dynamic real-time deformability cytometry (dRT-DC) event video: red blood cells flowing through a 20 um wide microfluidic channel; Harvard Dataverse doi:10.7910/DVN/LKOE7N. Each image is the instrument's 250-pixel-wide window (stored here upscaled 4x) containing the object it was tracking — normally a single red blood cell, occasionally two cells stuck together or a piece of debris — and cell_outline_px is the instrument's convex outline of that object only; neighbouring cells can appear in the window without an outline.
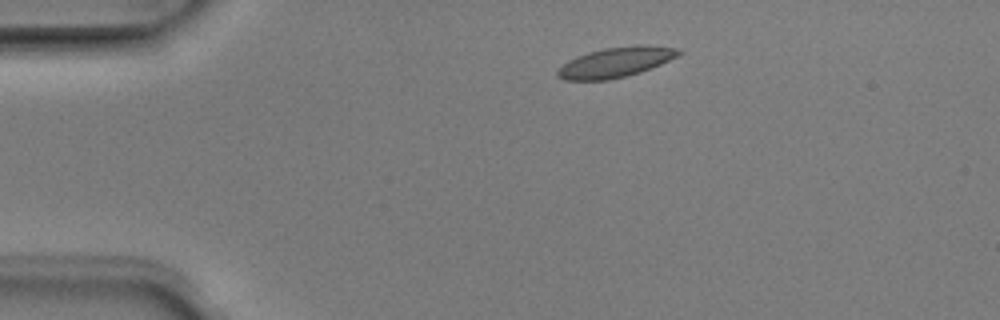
{"species": "Egyptian fruit bat (a non-hibernating species)", "species_latin": "Rousettus aegyptiacus", "temperature_condition": "room temperature", "stored_images_in_passage": 4, "camera_frame_rate_fps": 3000, "um_per_image_px": 0.085, "animal": {"sex": "male"}, "frame": {"image": 1, "passage_image": 2, "time_ms": 0.333, "image_size_px": [1000, 320], "cell_outline_px": [[680, 52], [676, 56], [660, 64], [640, 72], [608, 80], [564, 80], [556, 76], [556, 72], [568, 60], [576, 56], [588, 52], [604, 48], [648, 44], [680, 48]], "centroid_in_image_um": [52.31, 5.28], "position_along_channel_um": 32.7, "area_um2": 21.04}}